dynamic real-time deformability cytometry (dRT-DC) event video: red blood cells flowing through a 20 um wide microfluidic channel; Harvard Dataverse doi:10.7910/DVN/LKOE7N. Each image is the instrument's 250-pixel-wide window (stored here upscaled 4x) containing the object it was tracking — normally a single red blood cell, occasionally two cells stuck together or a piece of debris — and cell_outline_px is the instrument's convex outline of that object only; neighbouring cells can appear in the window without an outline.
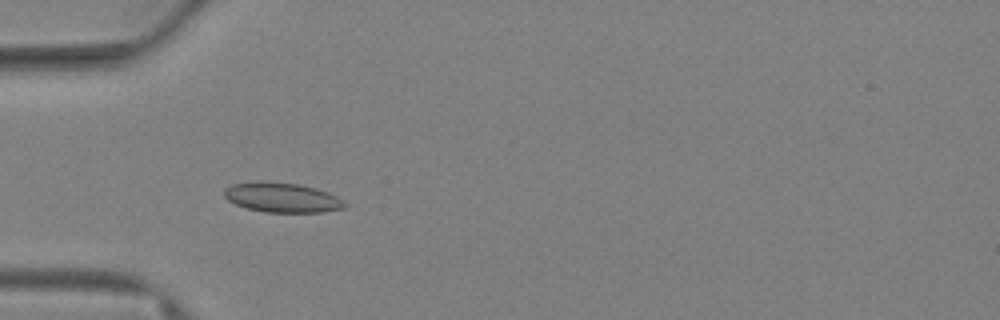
{"species": "Egyptian fruit bat (a non-hibernating species)", "species_latin": "Rousettus aegyptiacus", "temperature_condition": "warm", "stored_images_in_passage": 81, "camera_frame_rate_fps": 3000, "um_per_image_px": 0.085, "animal": {"sex": "female"}, "frame": {"image": 1, "passage_image": 26, "time_ms": 8.333, "image_size_px": [1000, 320], "cell_outline_px": [[348, 204], [344, 208], [320, 212], [264, 212], [248, 208], [236, 204], [228, 200], [224, 196], [224, 188], [232, 184], [296, 184], [316, 188], [328, 192], [344, 200]], "centroid_in_image_um": [24.05, 16.84], "position_along_channel_um": 61.0, "area_um2": 20.0}}
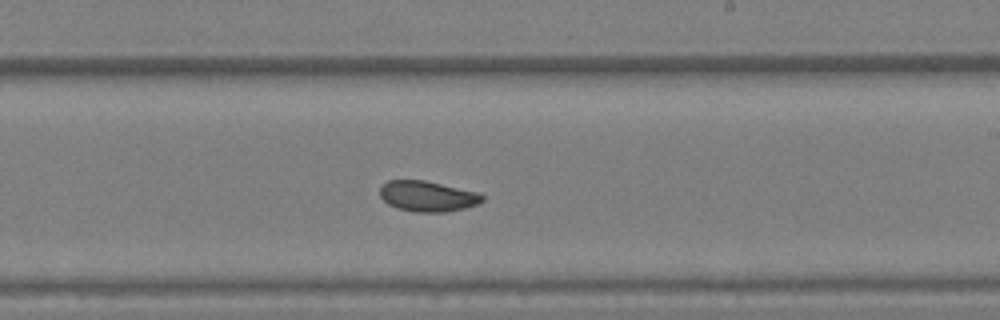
{"frame": {"image": 2, "passage_image": 49, "time_ms": 16.0, "image_size_px": [1000, 320], "cell_outline_px": [[484, 200], [480, 204], [448, 212], [416, 212], [396, 208], [388, 204], [380, 196], [380, 188], [388, 180], [424, 180], [476, 192], [484, 196]], "centroid_in_image_um": [36.34, 16.69], "position_along_channel_um": 252.7, "area_um2": 18.21}}
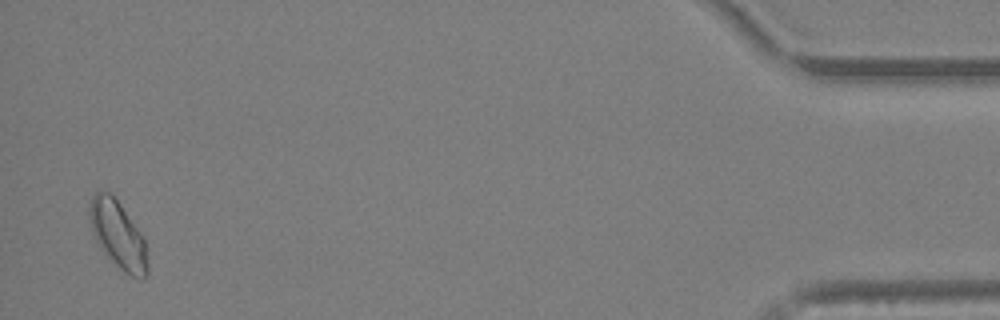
{"frame": {"image": 3, "passage_image": 79, "time_ms": 26.0, "image_size_px": [1000, 320], "cell_outline_px": [[148, 272], [144, 276], [132, 276], [124, 272], [100, 248], [92, 232], [88, 212], [88, 208], [92, 196], [100, 188], [108, 192], [120, 204], [140, 232], [144, 240], [148, 264]], "centroid_in_image_um": [9.99, 19.91], "position_along_channel_um": 425.2, "area_um2": 22.37}, "authors_computed_cell_mechanics": {"area_um2": 19.363, "velocity_mm_per_s": 2.555, "shape_relaxation_time_tau1_ms": null, "shape_relaxation_time_tau2_ms": 2.9021, "deformation_change_tau1": null, "deformation_change_tau2": 0.0581}}